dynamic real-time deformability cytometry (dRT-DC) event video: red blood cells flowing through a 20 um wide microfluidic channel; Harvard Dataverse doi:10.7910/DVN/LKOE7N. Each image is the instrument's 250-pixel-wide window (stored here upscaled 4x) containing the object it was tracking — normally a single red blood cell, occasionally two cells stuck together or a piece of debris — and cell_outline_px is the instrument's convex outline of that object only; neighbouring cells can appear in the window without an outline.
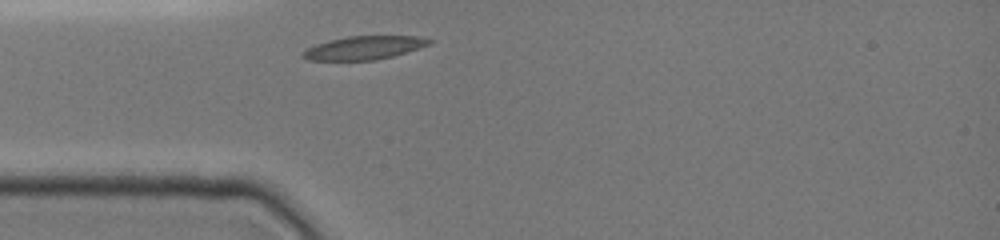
{"species": "common noctule bat (a hibernating species)", "species_latin": "Nyctalus noctula", "temperature_condition": "cold", "stored_images_in_passage": 27, "camera_frame_rate_fps": 3000, "um_per_image_px": 0.085, "animal": {"sex": "female", "body_mass_g": 19.0, "forearm_length_mm": 51.5}, "frame": {"image": 1, "passage_image": 1, "time_ms": 0.0, "image_size_px": [1000, 240], "cell_outline_px": [[432, 44], [392, 56], [376, 60], [308, 60], [300, 56], [300, 52], [316, 44], [328, 40], [348, 36], [416, 36], [432, 40]], "centroid_in_image_um": [30.9, 4.06], "position_along_channel_um": 54.1, "area_um2": 17.22}}
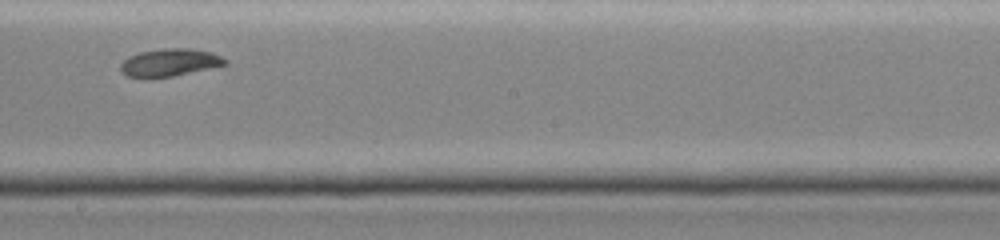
{"frame": {"image": 2, "passage_image": 14, "time_ms": 4.667, "image_size_px": [1000, 240], "cell_outline_px": [[228, 64], [172, 76], [152, 80], [148, 80], [128, 76], [120, 72], [120, 64], [128, 56], [140, 52], [164, 48], [188, 48], [212, 52], [228, 60]], "centroid_in_image_um": [14.37, 5.34], "position_along_channel_um": 233.8, "area_um2": 17.17}}
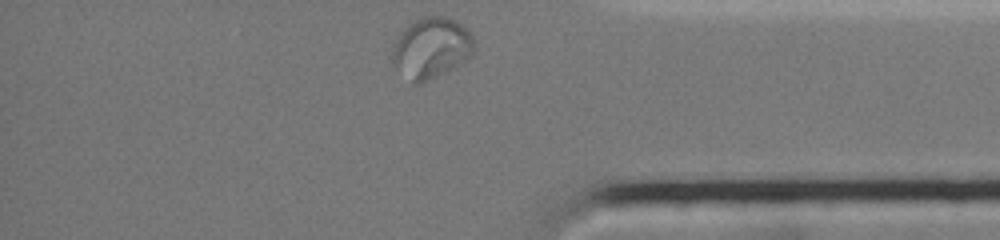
{"frame": {"image": 3, "passage_image": 27, "time_ms": 9.0, "image_size_px": [1000, 240], "cell_outline_px": [[472, 52], [460, 64], [424, 84], [412, 84], [392, 68], [392, 52], [396, 40], [400, 32], [408, 24], [420, 16], [444, 16], [456, 20], [464, 24], [468, 28], [472, 36]], "centroid_in_image_um": [36.6, 4.09], "position_along_channel_um": 398.6, "area_um2": 29.54}}